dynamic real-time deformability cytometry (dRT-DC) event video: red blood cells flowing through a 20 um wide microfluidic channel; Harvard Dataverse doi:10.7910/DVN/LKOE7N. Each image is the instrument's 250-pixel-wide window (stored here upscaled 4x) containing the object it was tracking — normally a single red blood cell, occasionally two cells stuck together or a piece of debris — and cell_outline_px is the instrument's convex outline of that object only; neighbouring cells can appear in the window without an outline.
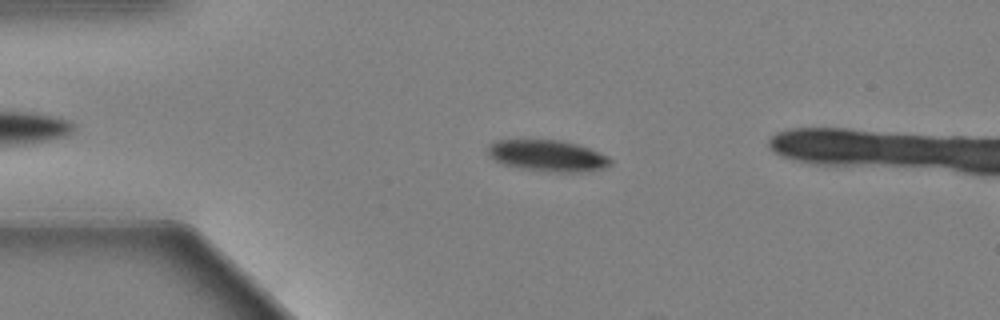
{"species": "Egyptian fruit bat (a non-hibernating species)", "species_latin": "Rousettus aegyptiacus", "temperature_condition": "warm", "stored_images_in_passage": 51, "camera_frame_rate_fps": 3000, "um_per_image_px": 0.085, "animal": {"sex": "female"}, "frame": {"image": 1, "passage_image": 13, "time_ms": 4.0, "image_size_px": [1000, 320], "cell_outline_px": [[612, 164], [604, 168], [580, 172], [556, 172], [524, 168], [500, 164], [488, 156], [488, 144], [496, 140], [564, 140], [588, 148], [608, 156], [612, 160]], "centroid_in_image_um": [46.52, 13.23], "position_along_channel_um": 38.5, "area_um2": 22.37}}
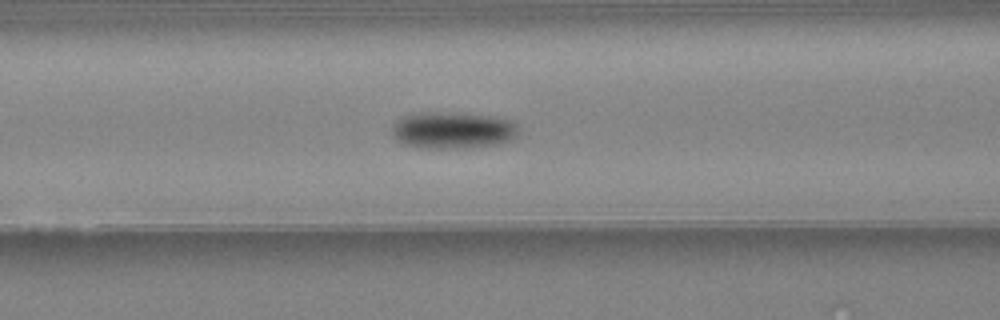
{"frame": {"image": 2, "passage_image": 23, "time_ms": 7.333, "image_size_px": [1000, 320], "cell_outline_px": [[520, 132], [512, 140], [500, 144], [464, 148], [420, 148], [404, 144], [396, 140], [392, 132], [392, 128], [396, 120], [412, 112], [448, 112], [496, 116], [508, 120], [516, 124], [520, 128]], "centroid_in_image_um": [38.5, 11.06], "position_along_channel_um": 128.1, "area_um2": 27.63}}
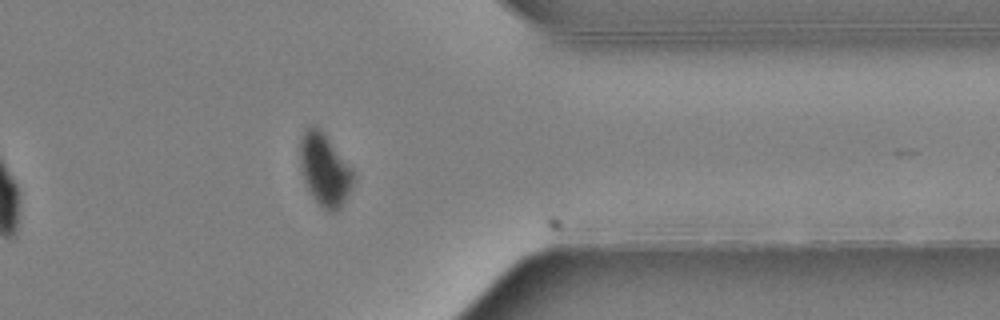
{"frame": {"image": 3, "passage_image": 45, "time_ms": 14.667, "image_size_px": [1000, 320], "cell_outline_px": [[356, 180], [352, 188], [340, 208], [332, 212], [328, 212], [312, 196], [304, 180], [300, 164], [300, 136], [312, 124], [316, 124], [320, 128], [352, 168], [356, 176]], "centroid_in_image_um": [27.62, 14.41], "position_along_channel_um": 383.8, "area_um2": 22.48}, "authors_computed_cell_mechanics": {"area_um2": 23.987, "velocity_mm_per_s": 3.6407, "shape_relaxation_time_tau1_ms": 1.8402, "shape_relaxation_time_tau2_ms": null, "deformation_change_tau1": 0.1239, "deformation_change_tau2": null}}